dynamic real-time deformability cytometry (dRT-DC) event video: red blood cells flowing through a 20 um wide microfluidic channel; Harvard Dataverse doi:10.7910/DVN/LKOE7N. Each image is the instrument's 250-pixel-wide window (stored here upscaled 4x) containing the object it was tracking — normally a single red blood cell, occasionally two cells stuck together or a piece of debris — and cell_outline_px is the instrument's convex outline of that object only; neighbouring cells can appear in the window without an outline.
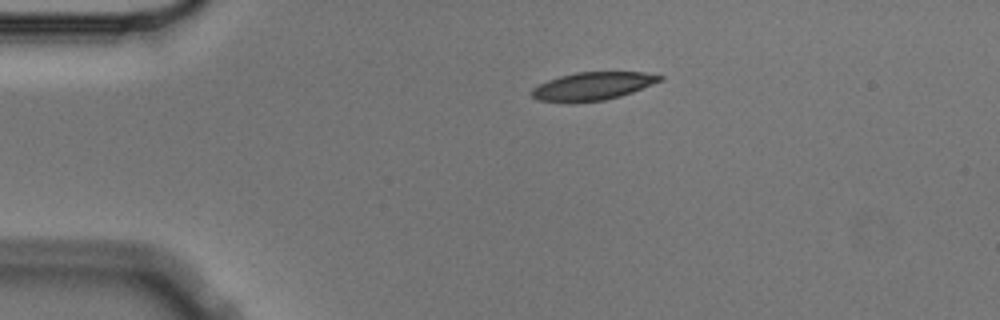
{"species": "Egyptian fruit bat (a non-hibernating species)", "species_latin": "Rousettus aegyptiacus", "temperature_condition": "cold", "stored_images_in_passage": 3, "camera_frame_rate_fps": 3000, "um_per_image_px": 0.085, "animal": {"sex": "male"}, "frame": {"image": 1, "passage_image": 1, "time_ms": 0.0, "image_size_px": [1000, 320], "cell_outline_px": [[664, 80], [632, 92], [620, 96], [604, 100], [536, 100], [532, 96], [532, 88], [548, 80], [560, 76], [576, 72], [644, 72], [664, 76]], "centroid_in_image_um": [50.46, 7.28], "position_along_channel_um": 34.5, "area_um2": 20.23}}
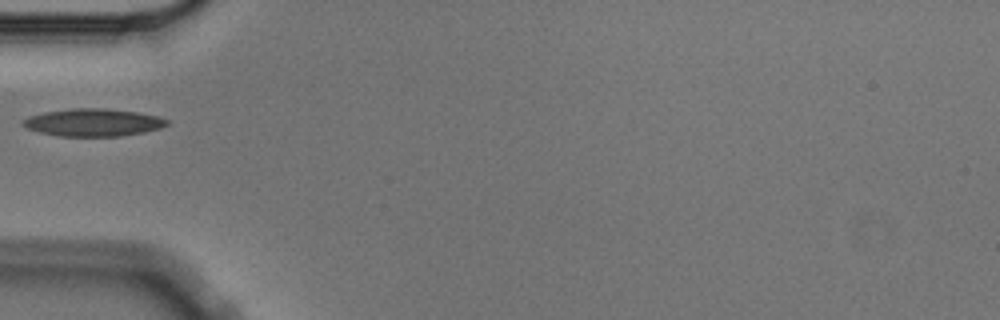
{"frame": {"image": 2, "passage_image": 3, "time_ms": 0.667, "image_size_px": [1000, 320], "cell_outline_px": [[168, 124], [160, 128], [144, 132], [120, 136], [60, 136], [40, 132], [28, 128], [20, 124], [20, 120], [28, 116], [44, 112], [72, 108], [104, 108], [136, 112], [156, 116], [168, 120]], "centroid_in_image_um": [7.87, 10.4], "position_along_channel_um": 77.1, "area_um2": 23.06}}